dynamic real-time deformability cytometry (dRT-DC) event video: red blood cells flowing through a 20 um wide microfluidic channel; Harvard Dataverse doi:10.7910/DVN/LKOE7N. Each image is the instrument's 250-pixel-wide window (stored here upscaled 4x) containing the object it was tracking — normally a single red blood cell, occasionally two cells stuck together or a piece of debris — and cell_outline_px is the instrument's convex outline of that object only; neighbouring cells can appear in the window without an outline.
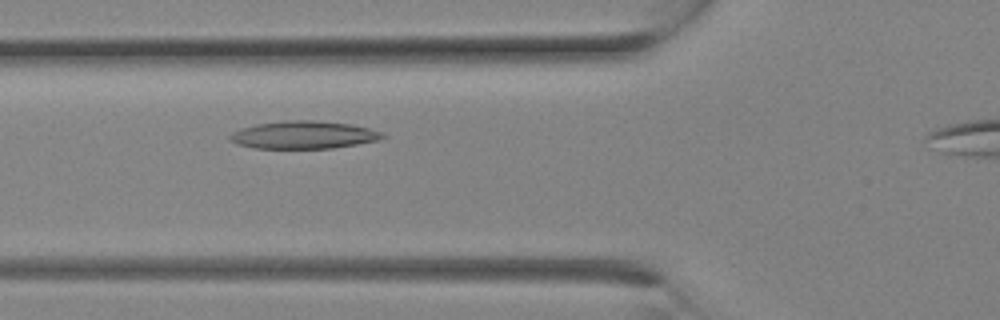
{"species": "Egyptian fruit bat (a non-hibernating species)", "species_latin": "Rousettus aegyptiacus", "temperature_condition": "room temperature", "stored_images_in_passage": 6, "camera_frame_rate_fps": 3000, "um_per_image_px": 0.085, "animal": {"sex": "female"}, "frame": {"image": 1, "passage_image": 5, "time_ms": 1.333, "image_size_px": [1000, 320], "cell_outline_px": [[388, 136], [380, 140], [332, 148], [256, 148], [236, 144], [228, 136], [232, 132], [240, 128], [256, 124], [284, 120], [312, 120], [352, 124], [368, 128], [380, 132]], "centroid_in_image_um": [25.81, 11.46], "position_along_channel_um": 100.0, "area_um2": 24.62}}